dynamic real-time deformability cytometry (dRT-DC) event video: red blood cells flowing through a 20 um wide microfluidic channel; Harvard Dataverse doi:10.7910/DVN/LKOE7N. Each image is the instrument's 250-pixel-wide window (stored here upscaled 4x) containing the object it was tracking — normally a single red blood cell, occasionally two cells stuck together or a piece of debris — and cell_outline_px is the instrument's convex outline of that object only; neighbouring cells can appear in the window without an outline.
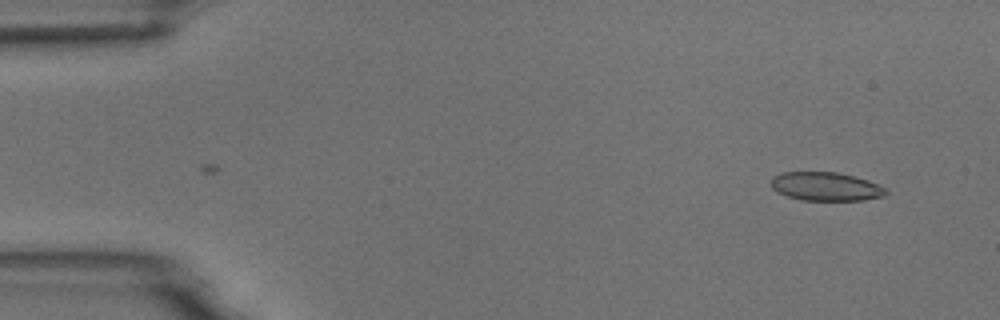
{"species": "common noctule bat (a hibernating species)", "species_latin": "Nyctalus noctula", "temperature_condition": "room temperature", "stored_images_in_passage": 51, "camera_frame_rate_fps": 3000, "um_per_image_px": 0.085, "animal": {"sex": "male", "body_mass_g": 18.8}, "frame": {"image": 1, "passage_image": 1, "time_ms": 0.0, "image_size_px": [1000, 320], "cell_outline_px": [[888, 192], [884, 196], [864, 200], [800, 200], [776, 192], [772, 188], [772, 176], [780, 172], [836, 172], [868, 180], [888, 188]], "centroid_in_image_um": [70.2, 15.85], "position_along_channel_um": 14.8, "area_um2": 19.25}}
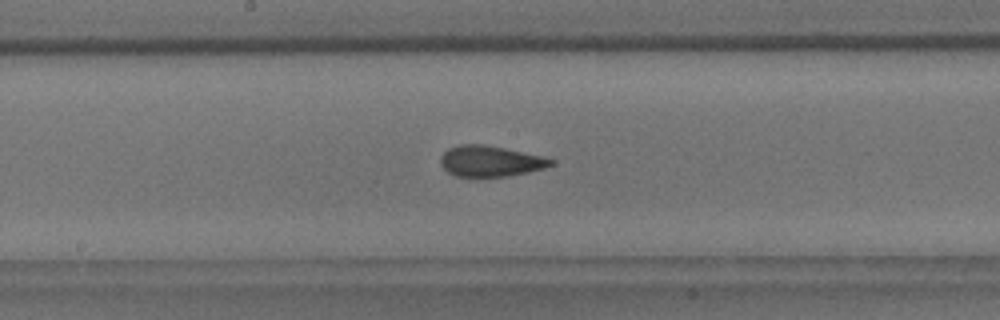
{"frame": {"image": 2, "passage_image": 25, "time_ms": 8.0, "image_size_px": [1000, 320], "cell_outline_px": [[556, 160], [552, 164], [544, 168], [528, 172], [508, 176], [456, 176], [448, 172], [440, 164], [440, 156], [448, 148], [460, 144], [484, 144], [544, 156]], "centroid_in_image_um": [41.68, 13.68], "position_along_channel_um": 206.5, "area_um2": 19.83}}
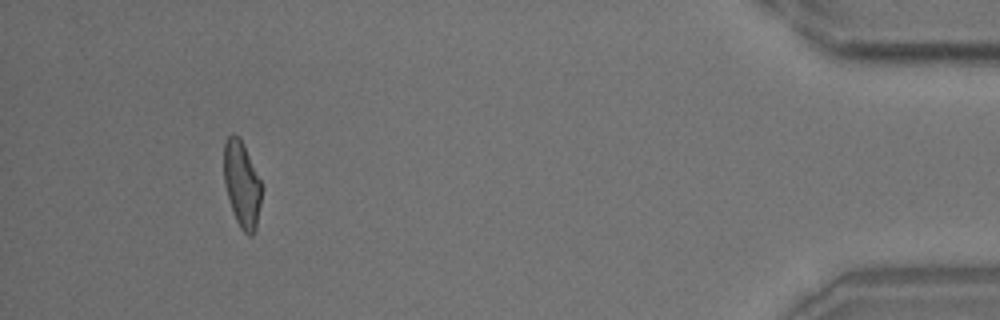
{"frame": {"image": 3, "passage_image": 47, "time_ms": 15.333, "image_size_px": [1000, 320], "cell_outline_px": [[264, 188], [256, 228], [252, 236], [248, 236], [240, 228], [232, 212], [224, 184], [224, 140], [232, 132], [240, 136], [244, 144]], "centroid_in_image_um": [20.57, 15.65], "position_along_channel_um": 414.6, "area_um2": 19.48}, "authors_computed_cell_mechanics": {"area_um2": 19.941, "velocity_mm_per_s": 3.7285, "shape_relaxation_time_tau1_ms": 5.7982, "shape_relaxation_time_tau2_ms": 1.2009, "deformation_change_tau1": 0.161, "deformation_change_tau2": 0.0691}}